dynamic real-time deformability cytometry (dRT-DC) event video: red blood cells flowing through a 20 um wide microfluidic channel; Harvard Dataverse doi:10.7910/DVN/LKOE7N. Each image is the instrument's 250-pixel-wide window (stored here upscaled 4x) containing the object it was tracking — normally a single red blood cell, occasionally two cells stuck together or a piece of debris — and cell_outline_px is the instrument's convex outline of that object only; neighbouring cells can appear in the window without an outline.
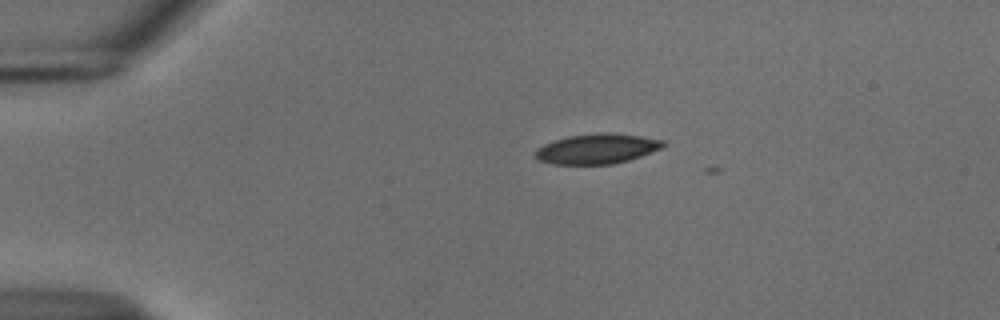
{"species": "common noctule bat (a hibernating species)", "species_latin": "Nyctalus noctula", "temperature_condition": "cold", "stored_images_in_passage": 4, "camera_frame_rate_fps": 3000, "um_per_image_px": 0.085, "animal": {"sex": "male", "body_mass_g": 18.8}, "frame": {"image": 1, "passage_image": 2, "time_ms": 0.333, "image_size_px": [1000, 320], "cell_outline_px": [[668, 144], [664, 148], [628, 160], [612, 164], [552, 164], [536, 160], [532, 156], [536, 148], [544, 144], [568, 136], [600, 132], [608, 132], [640, 136], [664, 140]], "centroid_in_image_um": [50.73, 12.64], "position_along_channel_um": 34.3, "area_um2": 22.66}}